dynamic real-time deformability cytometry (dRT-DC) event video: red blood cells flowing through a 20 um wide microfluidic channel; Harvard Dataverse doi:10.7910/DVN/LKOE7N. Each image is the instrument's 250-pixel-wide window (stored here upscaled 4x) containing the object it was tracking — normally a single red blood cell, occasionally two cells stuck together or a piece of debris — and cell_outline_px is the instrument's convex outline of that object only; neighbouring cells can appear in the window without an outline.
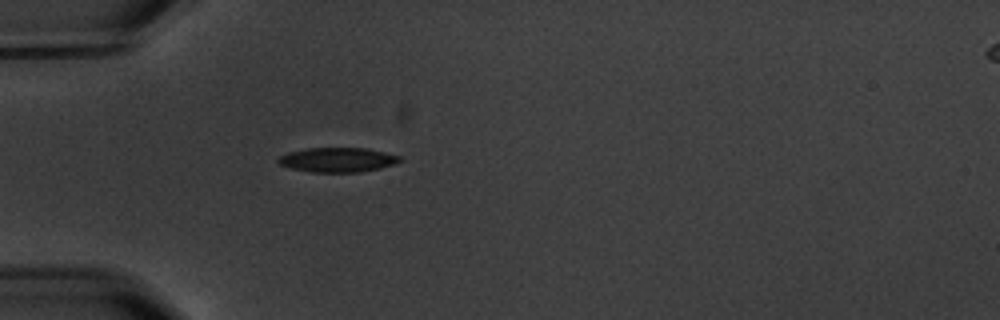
{"species": "common noctule bat (a hibernating species)", "species_latin": "Nyctalus noctula", "temperature_condition": "warm", "stored_images_in_passage": 1, "camera_frame_rate_fps": 3000, "um_per_image_px": 0.085, "animal": {"sex": "male", "body_mass_g": 20.1, "forearm_length_mm": 53.5}, "frame": {"image": 1, "passage_image": 1, "time_ms": 0.0, "image_size_px": [1000, 320], "cell_outline_px": [[404, 160], [380, 168], [360, 172], [312, 172], [292, 168], [280, 164], [276, 160], [280, 156], [288, 152], [308, 148], [364, 148], [384, 152], [400, 156]], "centroid_in_image_um": [28.7, 13.58], "position_along_channel_um": 56.3, "area_um2": 17.22}}